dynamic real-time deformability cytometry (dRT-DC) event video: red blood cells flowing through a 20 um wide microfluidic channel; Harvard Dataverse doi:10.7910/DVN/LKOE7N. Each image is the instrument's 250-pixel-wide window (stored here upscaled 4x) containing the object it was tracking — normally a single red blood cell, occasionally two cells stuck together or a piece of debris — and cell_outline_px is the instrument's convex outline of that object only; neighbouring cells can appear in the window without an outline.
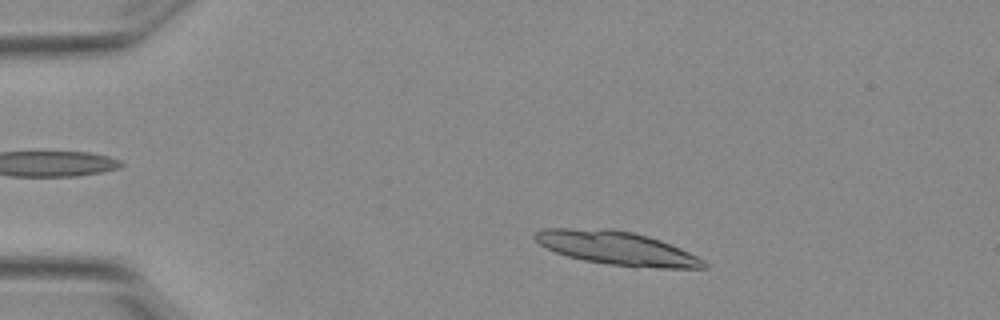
{"species": "Egyptian fruit bat (a non-hibernating species)", "species_latin": "Rousettus aegyptiacus", "temperature_condition": "warm", "stored_images_in_passage": 9, "segment_of_instrument_passage": [1, 2], "camera_frame_rate_fps": 3000, "um_per_image_px": 0.085, "animal": {"sex": "female"}, "frame": {"image": 1, "passage_image": 1, "time_ms": 0.0, "image_size_px": [1000, 320], "cell_outline_px": [[708, 268], [656, 268], [608, 264], [584, 260], [568, 256], [544, 248], [532, 236], [540, 228], [608, 228], [632, 232], [648, 236], [660, 240], [680, 248], [704, 260], [708, 264]], "centroid_in_image_um": [52.4, 21.08], "position_along_channel_um": 32.6, "area_um2": 33.0}}